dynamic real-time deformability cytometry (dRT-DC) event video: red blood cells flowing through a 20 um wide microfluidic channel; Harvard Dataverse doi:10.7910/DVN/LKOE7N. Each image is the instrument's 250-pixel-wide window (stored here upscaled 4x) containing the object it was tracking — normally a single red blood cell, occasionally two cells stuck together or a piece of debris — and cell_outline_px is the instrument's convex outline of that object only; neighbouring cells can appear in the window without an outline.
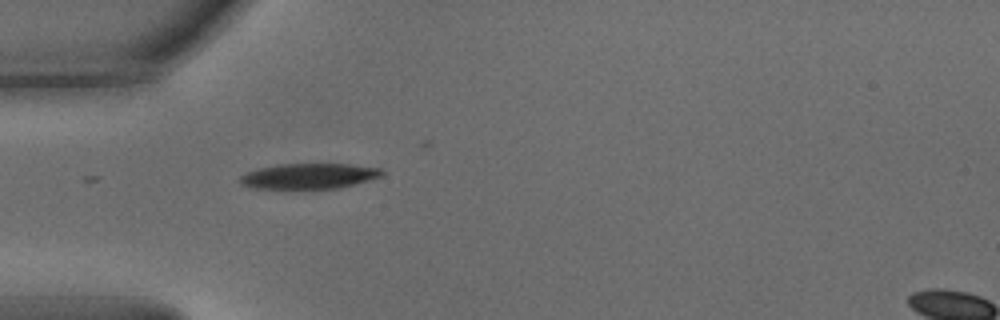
{"species": "common noctule bat (a hibernating species)", "species_latin": "Nyctalus noctula", "temperature_condition": "warm", "stored_images_in_passage": 11, "camera_frame_rate_fps": 3000, "um_per_image_px": 0.085, "animal": {"sex": "male", "body_mass_g": 15.6}, "frame": {"image": 1, "passage_image": 1, "time_ms": 0.0, "image_size_px": [1000, 320], "cell_outline_px": [[384, 176], [340, 188], [256, 188], [240, 184], [240, 176], [248, 172], [260, 168], [276, 164], [352, 164], [380, 168], [384, 172]], "centroid_in_image_um": [26.32, 14.96], "position_along_channel_um": 58.7, "area_um2": 20.92}}
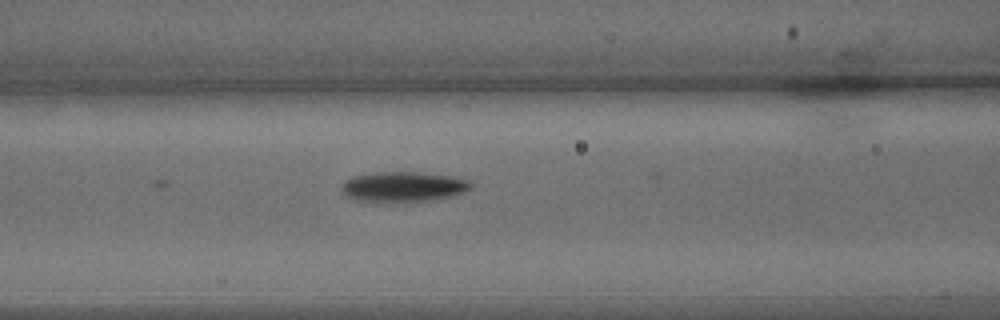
{"frame": {"image": 2, "passage_image": 7, "time_ms": 2.0, "image_size_px": [1000, 320], "cell_outline_px": [[472, 184], [464, 192], [452, 196], [428, 200], [396, 204], [360, 200], [348, 196], [340, 188], [352, 176], [376, 172], [416, 172], [452, 176], [468, 180]], "centroid_in_image_um": [34.28, 15.89], "position_along_channel_um": 132.3, "area_um2": 22.77}}
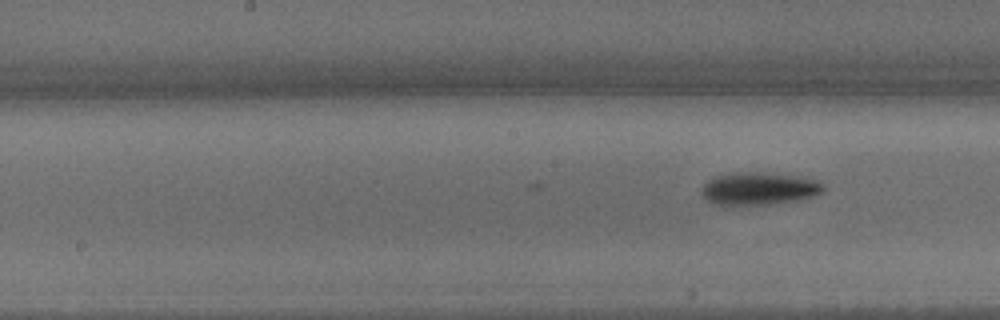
{"frame": {"image": 3, "passage_image": 11, "time_ms": 3.333, "image_size_px": [1000, 320], "cell_outline_px": [[824, 188], [820, 192], [812, 196], [796, 200], [768, 204], [712, 204], [700, 192], [700, 188], [712, 176], [736, 172], [748, 172], [796, 176], [816, 180], [824, 184]], "centroid_in_image_um": [64.45, 16.02], "position_along_channel_um": 183.8, "area_um2": 22.72}}